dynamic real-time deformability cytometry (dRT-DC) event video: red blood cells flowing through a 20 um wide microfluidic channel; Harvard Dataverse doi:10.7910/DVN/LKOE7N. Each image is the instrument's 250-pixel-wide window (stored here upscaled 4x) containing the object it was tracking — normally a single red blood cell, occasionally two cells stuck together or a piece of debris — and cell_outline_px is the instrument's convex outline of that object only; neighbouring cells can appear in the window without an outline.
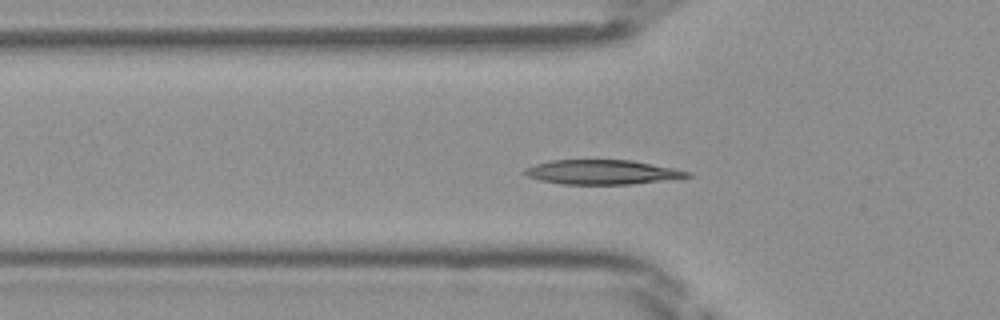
{"species": "Egyptian fruit bat (a non-hibernating species)", "species_latin": "Rousettus aegyptiacus", "temperature_condition": "room temperature", "stored_images_in_passage": 49, "camera_frame_rate_fps": 3000, "um_per_image_px": 0.085, "frame": {"image": 1, "passage_image": 16, "time_ms": 5.0, "image_size_px": [1000, 320], "cell_outline_px": [[692, 176], [632, 184], [560, 184], [540, 180], [528, 176], [524, 172], [524, 168], [536, 164], [552, 160], [632, 160], [692, 172]], "centroid_in_image_um": [51.16, 14.63], "position_along_channel_um": 74.6, "area_um2": 22.95}}
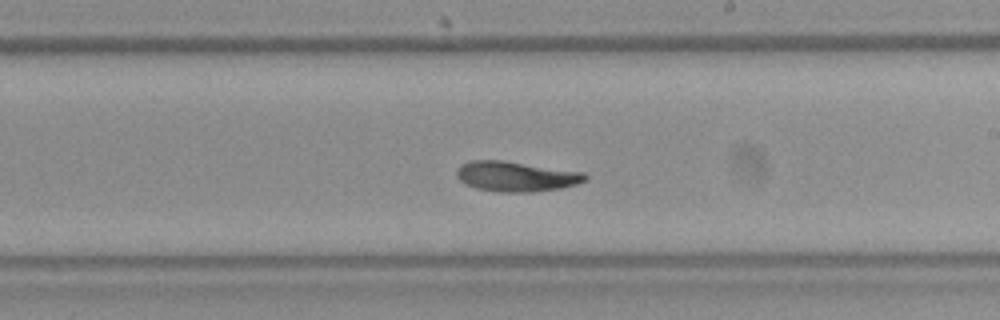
{"frame": {"image": 2, "passage_image": 28, "time_ms": 9.0, "image_size_px": [1000, 320], "cell_outline_px": [[588, 180], [576, 184], [560, 188], [532, 192], [496, 192], [476, 188], [464, 184], [456, 176], [456, 168], [460, 164], [472, 160], [504, 160], [584, 172], [588, 176]], "centroid_in_image_um": [43.84, 14.99], "position_along_channel_um": 245.2, "area_um2": 22.83}}
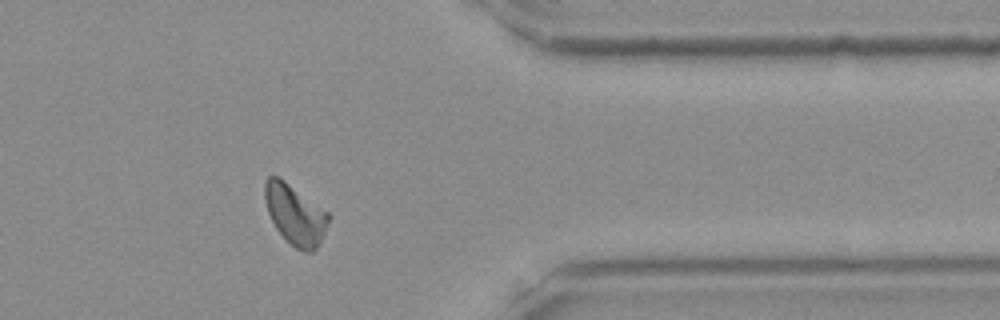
{"frame": {"image": 3, "passage_image": 39, "time_ms": 12.667, "image_size_px": [1000, 320], "cell_outline_px": [[332, 216], [316, 248], [312, 252], [304, 252], [296, 248], [276, 228], [268, 212], [264, 200], [264, 184], [268, 176], [280, 176], [328, 212]], "centroid_in_image_um": [25.08, 18.19], "position_along_channel_um": 386.3, "area_um2": 22.2}}